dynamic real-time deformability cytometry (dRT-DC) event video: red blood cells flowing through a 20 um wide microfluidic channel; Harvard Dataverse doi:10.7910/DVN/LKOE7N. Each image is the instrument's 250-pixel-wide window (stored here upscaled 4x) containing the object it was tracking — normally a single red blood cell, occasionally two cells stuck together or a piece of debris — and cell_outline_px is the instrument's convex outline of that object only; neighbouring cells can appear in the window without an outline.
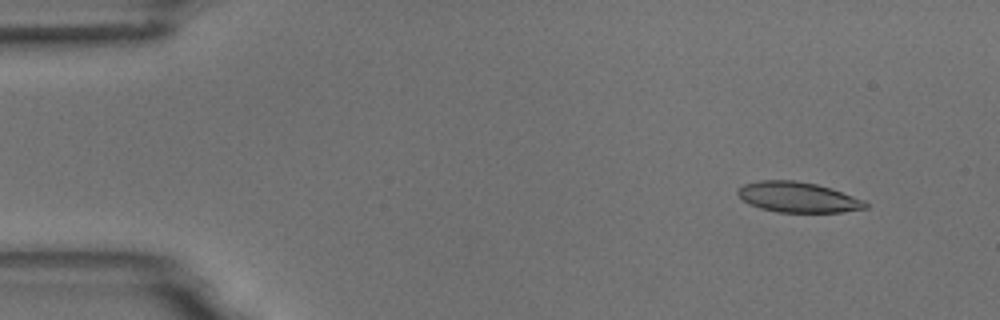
{"species": "common noctule bat (a hibernating species)", "species_latin": "Nyctalus noctula", "temperature_condition": "room temperature", "stored_images_in_passage": 5, "camera_frame_rate_fps": 3000, "um_per_image_px": 0.085, "animal": {"sex": "male", "body_mass_g": 18.8}, "frame": {"image": 1, "passage_image": 2, "time_ms": 1.333, "image_size_px": [1000, 320], "cell_outline_px": [[868, 208], [840, 212], [776, 212], [760, 208], [748, 204], [736, 192], [744, 184], [760, 180], [792, 180], [816, 184], [832, 188], [864, 200], [868, 204]], "centroid_in_image_um": [67.83, 16.76], "position_along_channel_um": 17.2, "area_um2": 22.54}}
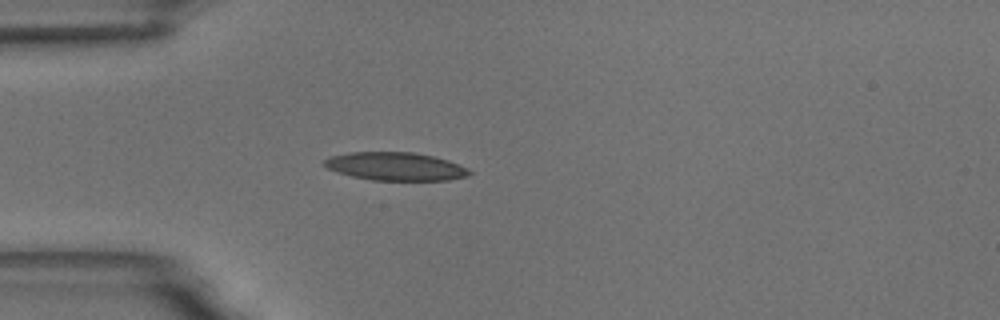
{"frame": {"image": 2, "passage_image": 5, "time_ms": 4.667, "image_size_px": [1000, 320], "cell_outline_px": [[472, 172], [468, 176], [448, 180], [372, 180], [352, 176], [336, 172], [328, 168], [324, 164], [324, 160], [332, 156], [352, 152], [412, 152], [432, 156], [448, 160]], "centroid_in_image_um": [33.6, 14.15], "position_along_channel_um": 51.4, "area_um2": 23.47}}